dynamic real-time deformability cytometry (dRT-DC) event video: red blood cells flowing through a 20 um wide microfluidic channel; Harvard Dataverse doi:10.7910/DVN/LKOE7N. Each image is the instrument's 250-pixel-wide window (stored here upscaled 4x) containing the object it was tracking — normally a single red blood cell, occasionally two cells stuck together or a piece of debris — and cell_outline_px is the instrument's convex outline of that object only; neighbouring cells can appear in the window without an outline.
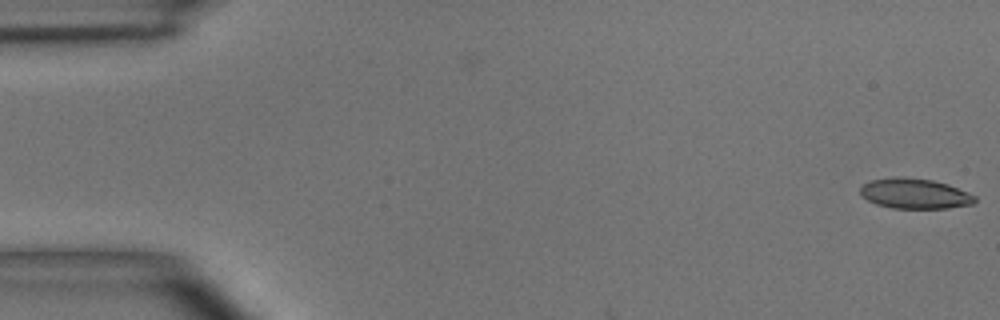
{"species": "common noctule bat (a hibernating species)", "species_latin": "Nyctalus noctula", "temperature_condition": "room temperature", "stored_images_in_passage": 2, "camera_frame_rate_fps": 3000, "um_per_image_px": 0.085, "animal": {"sex": "male", "body_mass_g": 15.6}, "frame": {"image": 1, "passage_image": 2, "time_ms": 1.333, "image_size_px": [1000, 320], "cell_outline_px": [[976, 200], [972, 204], [948, 208], [892, 208], [876, 204], [860, 196], [860, 188], [864, 184], [872, 180], [900, 176], [932, 180], [948, 184], [968, 192], [976, 196]], "centroid_in_image_um": [77.75, 16.45], "position_along_channel_um": 7.2, "area_um2": 20.17}}